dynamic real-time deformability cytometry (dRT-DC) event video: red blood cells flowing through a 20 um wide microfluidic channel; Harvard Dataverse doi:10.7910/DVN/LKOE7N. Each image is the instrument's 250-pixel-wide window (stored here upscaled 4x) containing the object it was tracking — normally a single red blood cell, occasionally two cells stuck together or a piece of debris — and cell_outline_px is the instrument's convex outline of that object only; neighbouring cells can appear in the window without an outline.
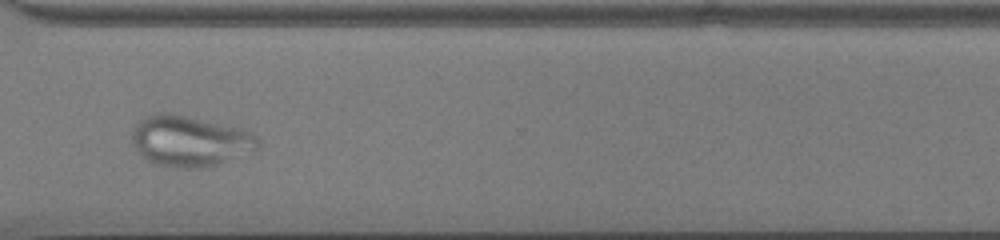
{"species": "common noctule bat (a hibernating species)", "species_latin": "Nyctalus noctula", "temperature_condition": "cold", "stored_images_in_passage": 49, "camera_frame_rate_fps": 3000, "um_per_image_px": 0.085, "animal": {"sex": "male", "body_mass_g": 13.0, "forearm_length_mm": 53.1}, "frame": {"image": 1, "passage_image": 35, "time_ms": 11.333, "image_size_px": [1000, 240], "cell_outline_px": [[260, 144], [256, 148], [216, 164], [200, 168], [180, 168], [160, 164], [148, 160], [132, 144], [132, 128], [140, 120], [156, 112], [168, 112], [188, 116], [240, 128], [252, 132], [260, 140]], "centroid_in_image_um": [16.1, 11.96], "position_along_channel_um": 354.5, "area_um2": 36.65}}